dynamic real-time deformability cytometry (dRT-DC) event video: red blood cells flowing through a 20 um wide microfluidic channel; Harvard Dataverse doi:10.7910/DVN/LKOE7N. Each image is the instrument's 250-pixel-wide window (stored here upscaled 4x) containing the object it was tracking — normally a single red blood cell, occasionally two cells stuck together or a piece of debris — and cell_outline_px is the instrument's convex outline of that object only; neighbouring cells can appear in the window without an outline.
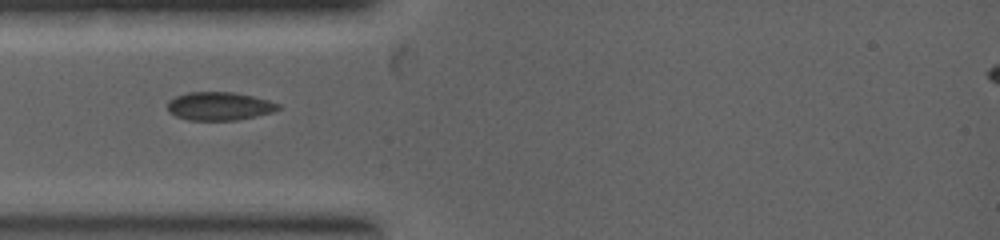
{"species": "common noctule bat (a hibernating species)", "species_latin": "Nyctalus noctula", "temperature_condition": "warm", "stored_images_in_passage": 6, "camera_frame_rate_fps": 5000, "um_per_image_px": 0.085, "animal": {"sex": "female", "body_mass_g": 19.0, "forearm_length_mm": 53.3}, "frame": {"image": 1, "passage_image": 2, "time_ms": 0.8, "image_size_px": [1000, 240], "cell_outline_px": [[280, 108], [272, 112], [256, 116], [236, 120], [188, 120], [176, 116], [168, 112], [168, 100], [176, 96], [188, 92], [236, 92], [268, 100], [280, 104]], "centroid_in_image_um": [18.63, 9.02], "position_along_channel_um": 66.4, "area_um2": 18.26}}
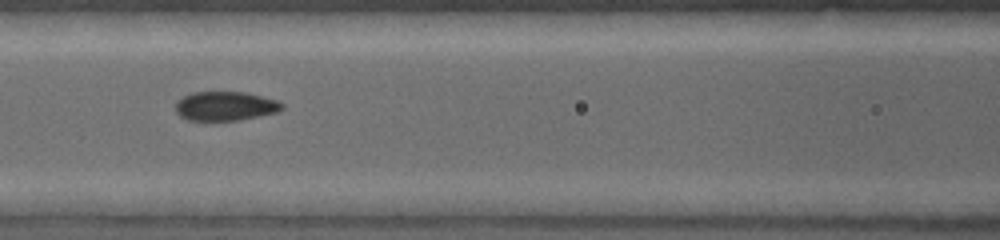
{"frame": {"image": 2, "passage_image": 4, "time_ms": 2.0, "image_size_px": [1000, 240], "cell_outline_px": [[284, 108], [276, 112], [260, 116], [240, 120], [188, 120], [180, 116], [176, 112], [176, 100], [192, 92], [244, 92], [276, 100], [284, 104]], "centroid_in_image_um": [19.14, 9.02], "position_along_channel_um": 147.5, "area_um2": 18.03}}
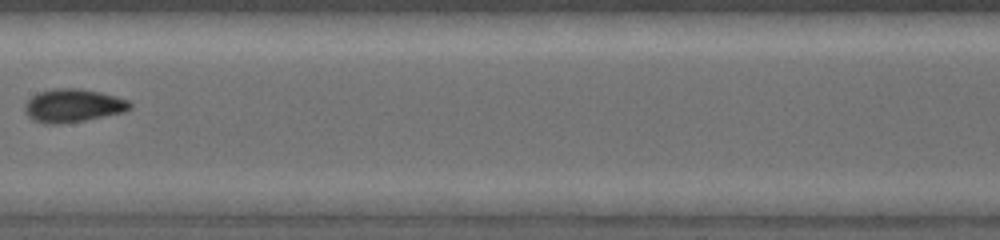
{"frame": {"image": 3, "passage_image": 5, "time_ms": 2.8, "image_size_px": [1000, 240], "cell_outline_px": [[132, 108], [124, 112], [84, 120], [60, 124], [44, 124], [32, 120], [28, 116], [24, 108], [24, 104], [32, 96], [40, 92], [56, 88], [80, 88], [100, 92], [116, 96], [128, 100], [132, 104]], "centroid_in_image_um": [6.2, 8.98], "position_along_channel_um": 201.2, "area_um2": 20.4}}